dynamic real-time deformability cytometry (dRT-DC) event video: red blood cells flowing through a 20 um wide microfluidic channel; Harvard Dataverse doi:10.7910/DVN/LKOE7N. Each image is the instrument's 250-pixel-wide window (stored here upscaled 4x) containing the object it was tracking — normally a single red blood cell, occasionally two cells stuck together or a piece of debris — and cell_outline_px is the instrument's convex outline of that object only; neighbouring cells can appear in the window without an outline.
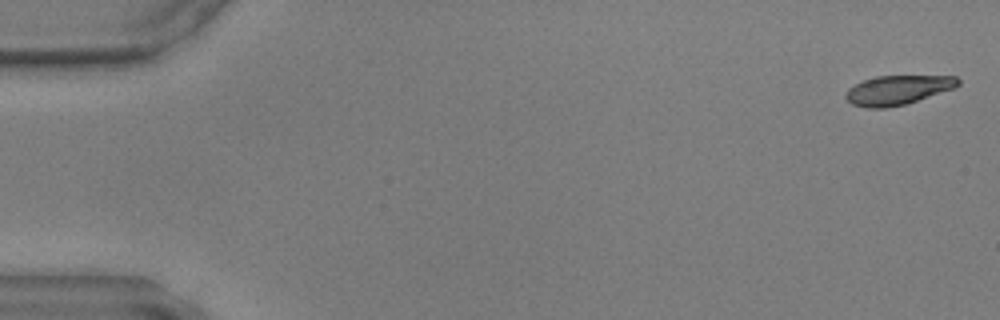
{"species": "common noctule bat (a hibernating species)", "species_latin": "Nyctalus noctula", "temperature_condition": "warm", "stored_images_in_passage": 47, "camera_frame_rate_fps": 3000, "um_per_image_px": 0.085, "animal": {"sex": "male", "body_mass_g": 17.9, "forearm_length_mm": 54.2}, "frame": {"image": 1, "passage_image": 1, "time_ms": 0.0, "image_size_px": [1000, 320], "cell_outline_px": [[960, 84], [956, 88], [904, 104], [884, 108], [868, 108], [852, 104], [844, 96], [848, 88], [864, 80], [876, 76], [956, 76], [960, 80]], "centroid_in_image_um": [76.32, 7.64], "position_along_channel_um": 8.7, "area_um2": 19.07}}
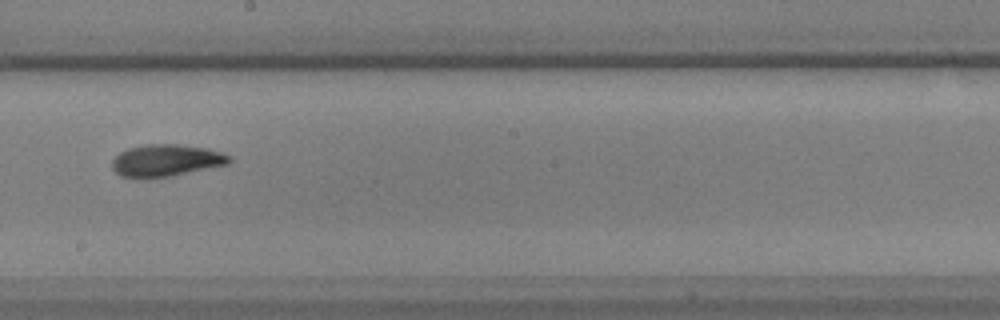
{"frame": {"image": 2, "passage_image": 27, "time_ms": 8.667, "image_size_px": [1000, 320], "cell_outline_px": [[232, 160], [228, 164], [172, 176], [144, 180], [136, 180], [120, 176], [112, 168], [112, 160], [120, 152], [128, 148], [148, 144], [180, 144], [208, 148], [232, 156]], "centroid_in_image_um": [14.09, 13.66], "position_along_channel_um": 234.1, "area_um2": 22.43}}
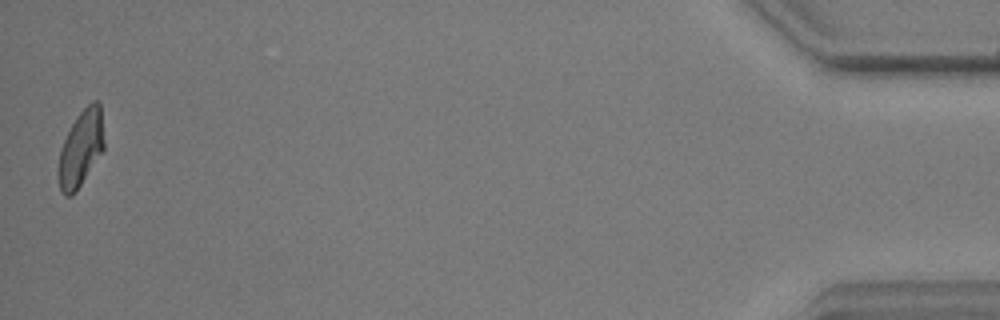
{"frame": {"image": 3, "passage_image": 47, "time_ms": 15.333, "image_size_px": [1000, 320], "cell_outline_px": [[104, 148], [76, 192], [72, 196], [64, 196], [60, 192], [56, 172], [60, 148], [76, 116], [92, 100], [96, 100], [100, 104], [104, 140]], "centroid_in_image_um": [6.83, 12.66], "position_along_channel_um": 428.4, "area_um2": 20.46}}